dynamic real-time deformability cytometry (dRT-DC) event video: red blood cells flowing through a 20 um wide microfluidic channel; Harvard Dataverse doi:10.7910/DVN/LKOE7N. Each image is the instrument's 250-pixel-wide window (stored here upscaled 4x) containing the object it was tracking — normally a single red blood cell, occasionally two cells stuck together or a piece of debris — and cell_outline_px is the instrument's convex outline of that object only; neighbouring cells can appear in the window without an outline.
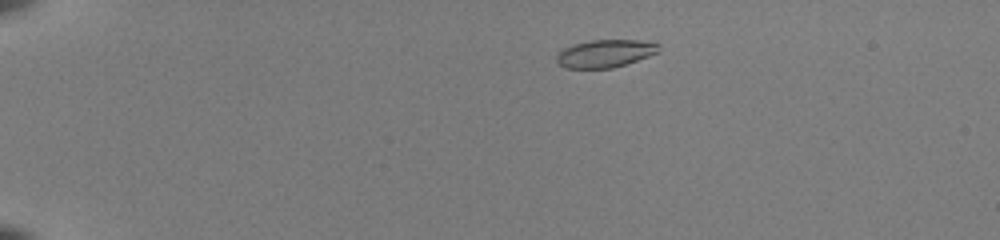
{"species": "common noctule bat (a hibernating species)", "species_latin": "Nyctalus noctula", "temperature_condition": "room temperature", "stored_images_in_passage": 45, "camera_frame_rate_fps": 3000, "um_per_image_px": 0.085, "animal": {"sex": "female", "body_mass_g": 22.0, "forearm_length_mm": 56.7}, "frame": {"image": 1, "passage_image": 4, "time_ms": 1.0, "image_size_px": [1000, 240], "cell_outline_px": [[660, 52], [612, 68], [564, 68], [556, 60], [556, 56], [564, 48], [576, 44], [592, 40], [636, 40], [660, 44]], "centroid_in_image_um": [51.45, 4.55], "position_along_channel_um": 33.5, "area_um2": 16.24}}
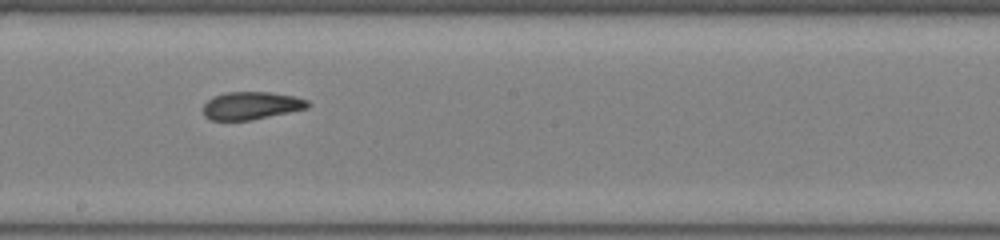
{"frame": {"image": 2, "passage_image": 25, "time_ms": 8.0, "image_size_px": [1000, 240], "cell_outline_px": [[312, 104], [308, 108], [252, 120], [212, 120], [204, 116], [204, 104], [212, 96], [224, 92], [268, 92], [296, 96], [308, 100]], "centroid_in_image_um": [21.38, 8.97], "position_along_channel_um": 226.8, "area_um2": 17.05}}
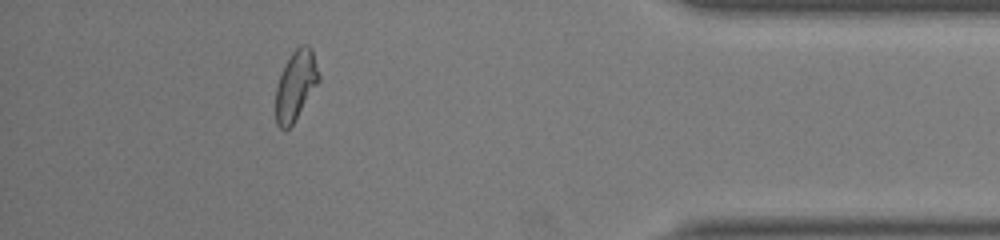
{"frame": {"image": 3, "passage_image": 41, "time_ms": 13.333, "image_size_px": [1000, 240], "cell_outline_px": [[320, 80], [292, 124], [288, 128], [280, 128], [276, 124], [276, 88], [284, 64], [292, 52], [300, 44], [308, 44], [312, 48], [320, 76]], "centroid_in_image_um": [25.14, 7.2], "position_along_channel_um": 410.1, "area_um2": 17.34}, "authors_computed_cell_mechanics": {"area_um2": 17.3978, "velocity_mm_per_s": 4.0, "shape_relaxation_time_tau1_ms": null, "shape_relaxation_time_tau2_ms": 2.0533, "deformation_change_tau1": null, "deformation_change_tau2": 0.0699}}